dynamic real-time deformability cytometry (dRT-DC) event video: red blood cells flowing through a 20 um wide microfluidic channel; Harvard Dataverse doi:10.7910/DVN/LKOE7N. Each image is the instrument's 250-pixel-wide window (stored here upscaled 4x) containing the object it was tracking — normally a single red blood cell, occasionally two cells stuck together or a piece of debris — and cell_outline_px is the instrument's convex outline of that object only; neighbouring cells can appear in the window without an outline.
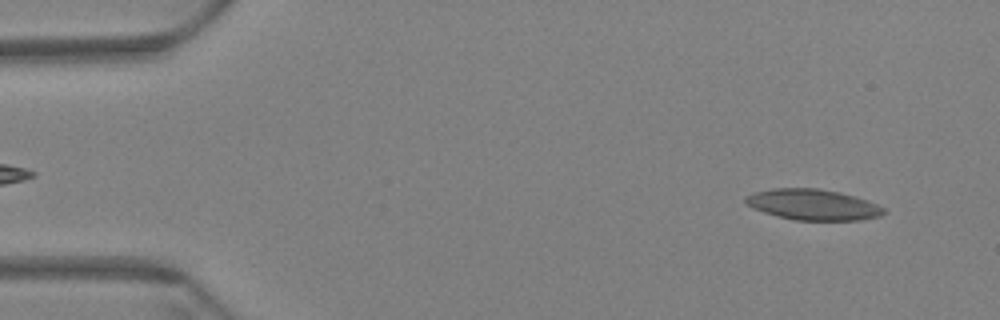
{"species": "Egyptian fruit bat (a non-hibernating species)", "species_latin": "Rousettus aegyptiacus", "temperature_condition": "warm", "stored_images_in_passage": 15, "camera_frame_rate_fps": 3000, "um_per_image_px": 0.085, "animal": {"sex": "female"}, "frame": {"image": 1, "passage_image": 3, "time_ms": 0.667, "image_size_px": [1000, 320], "cell_outline_px": [[884, 212], [880, 216], [860, 220], [796, 220], [764, 212], [744, 204], [744, 196], [752, 192], [772, 188], [820, 188], [840, 192], [868, 200], [884, 208]], "centroid_in_image_um": [69.06, 17.38], "position_along_channel_um": 15.9, "area_um2": 24.85}}